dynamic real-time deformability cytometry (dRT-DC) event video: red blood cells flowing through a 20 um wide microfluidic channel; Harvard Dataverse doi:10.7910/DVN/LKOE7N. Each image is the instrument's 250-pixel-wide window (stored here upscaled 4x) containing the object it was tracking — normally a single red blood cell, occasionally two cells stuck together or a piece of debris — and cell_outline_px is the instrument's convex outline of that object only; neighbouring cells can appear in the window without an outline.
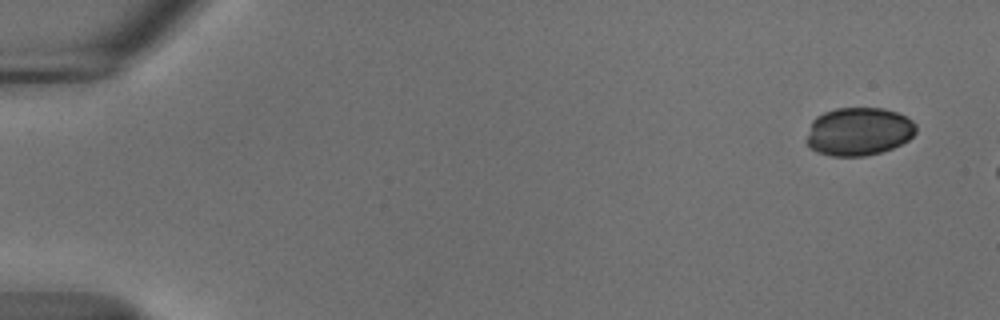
{"species": "common noctule bat (a hibernating species)", "species_latin": "Nyctalus noctula", "temperature_condition": "cold", "stored_images_in_passage": 7, "camera_frame_rate_fps": 3000, "um_per_image_px": 0.085, "animal": {"sex": "male", "body_mass_g": 18.8}, "frame": {"image": 1, "passage_image": 1, "time_ms": 0.0, "image_size_px": [1000, 320], "cell_outline_px": [[916, 132], [908, 140], [892, 148], [880, 152], [864, 156], [832, 156], [816, 152], [804, 140], [812, 120], [816, 116], [824, 112], [836, 108], [884, 108], [896, 112], [912, 120], [916, 124]], "centroid_in_image_um": [72.96, 11.17], "position_along_channel_um": 12.0, "area_um2": 30.87}}